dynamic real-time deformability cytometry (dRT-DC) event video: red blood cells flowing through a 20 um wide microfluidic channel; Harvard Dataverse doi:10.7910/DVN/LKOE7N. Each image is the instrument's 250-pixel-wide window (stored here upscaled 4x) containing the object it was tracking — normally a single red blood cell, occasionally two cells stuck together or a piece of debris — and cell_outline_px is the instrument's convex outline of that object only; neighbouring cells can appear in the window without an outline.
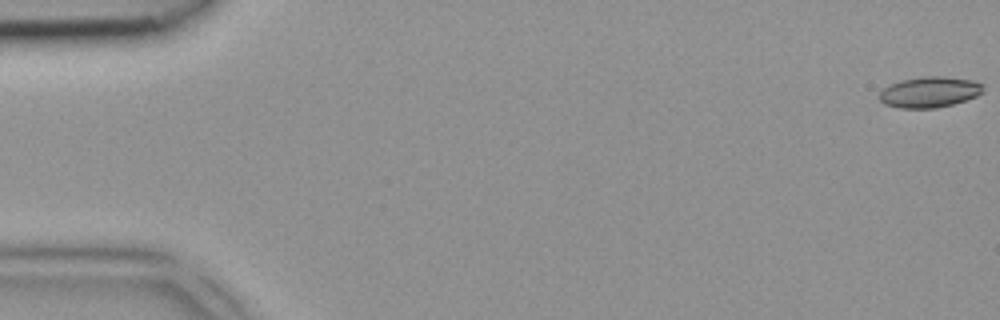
{"species": "common noctule bat (a hibernating species)", "species_latin": "Nyctalus noctula", "temperature_condition": "room temperature", "stored_images_in_passage": 4, "camera_frame_rate_fps": 3000, "um_per_image_px": 0.085, "animal": {"sex": "female", "body_mass_g": 18.4}, "frame": {"image": 1, "passage_image": 1, "time_ms": 0.0, "image_size_px": [1000, 320], "cell_outline_px": [[984, 92], [976, 96], [952, 104], [936, 108], [900, 108], [884, 104], [880, 100], [880, 92], [884, 88], [900, 80], [920, 76], [944, 76], [972, 80], [984, 84]], "centroid_in_image_um": [79.03, 7.81], "position_along_channel_um": 6.0, "area_um2": 18.67}}
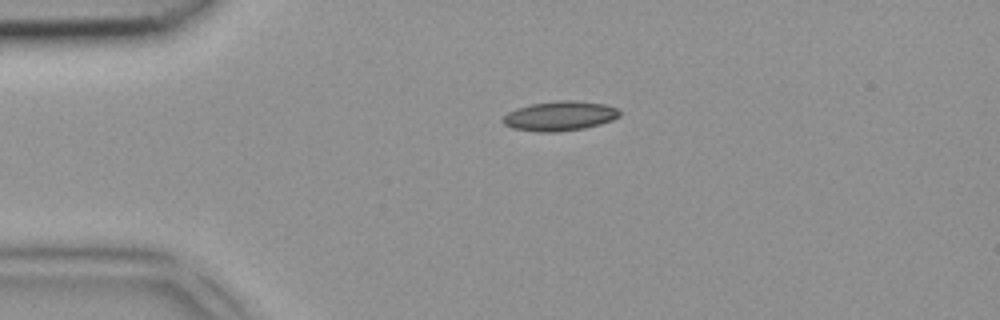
{"frame": {"image": 2, "passage_image": 4, "time_ms": 1.0, "image_size_px": [1000, 320], "cell_outline_px": [[620, 116], [612, 120], [600, 124], [584, 128], [556, 132], [540, 132], [512, 128], [504, 124], [500, 120], [508, 112], [516, 108], [532, 104], [560, 100], [572, 100], [604, 104], [620, 108]], "centroid_in_image_um": [47.59, 9.86], "position_along_channel_um": 37.4, "area_um2": 20.17}}